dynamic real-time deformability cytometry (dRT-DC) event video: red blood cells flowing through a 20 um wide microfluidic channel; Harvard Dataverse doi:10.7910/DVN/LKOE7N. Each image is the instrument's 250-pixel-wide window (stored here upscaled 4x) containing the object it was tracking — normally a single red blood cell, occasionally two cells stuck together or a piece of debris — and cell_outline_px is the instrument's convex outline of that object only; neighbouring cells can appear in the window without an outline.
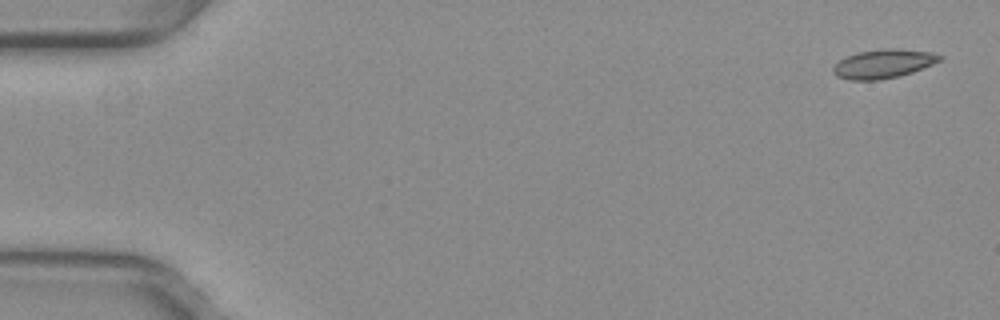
{"species": "common noctule bat (a hibernating species)", "species_latin": "Nyctalus noctula", "temperature_condition": "warm", "stored_images_in_passage": 5, "camera_frame_rate_fps": 3000, "um_per_image_px": 0.085, "animal": {"sex": "female", "body_mass_g": 29.2, "forearm_length_mm": 56.3}, "frame": {"image": 1, "passage_image": 1, "time_ms": 0.0, "image_size_px": [1000, 320], "cell_outline_px": [[944, 56], [940, 60], [932, 64], [912, 72], [900, 76], [880, 80], [852, 80], [836, 76], [832, 72], [832, 68], [840, 60], [856, 52], [888, 48], [896, 48], [932, 52]], "centroid_in_image_um": [75.09, 5.42], "position_along_channel_um": 9.9, "area_um2": 17.92}}